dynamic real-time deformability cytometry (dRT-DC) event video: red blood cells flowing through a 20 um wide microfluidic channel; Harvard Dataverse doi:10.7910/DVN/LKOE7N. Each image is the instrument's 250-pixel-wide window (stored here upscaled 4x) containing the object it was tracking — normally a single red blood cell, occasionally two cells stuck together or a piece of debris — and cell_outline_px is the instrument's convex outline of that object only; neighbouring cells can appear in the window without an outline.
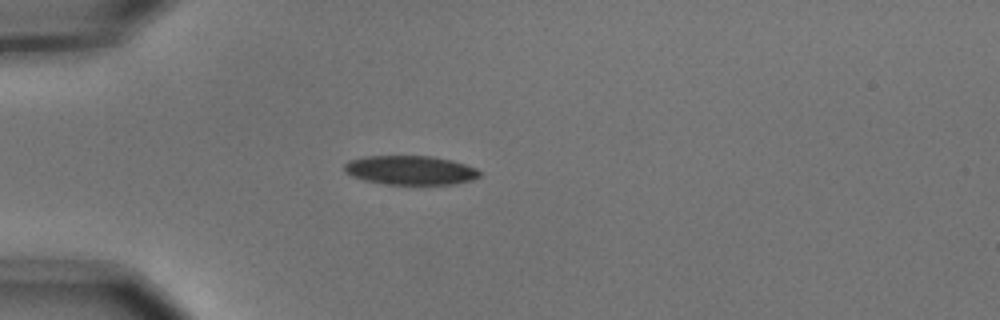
{"species": "common noctule bat (a hibernating species)", "species_latin": "Nyctalus noctula", "temperature_condition": "cold", "stored_images_in_passage": 1, "camera_frame_rate_fps": 3000, "um_per_image_px": 0.085, "animal": {"sex": "male", "body_mass_g": 15.6}, "frame": {"image": 1, "passage_image": 1, "time_ms": 0.0, "image_size_px": [1000, 320], "cell_outline_px": [[480, 176], [472, 180], [452, 184], [388, 184], [364, 180], [352, 176], [344, 172], [344, 164], [348, 160], [364, 156], [432, 156], [452, 160], [476, 168], [480, 172]], "centroid_in_image_um": [34.85, 14.46], "position_along_channel_um": 50.1, "area_um2": 22.95}}